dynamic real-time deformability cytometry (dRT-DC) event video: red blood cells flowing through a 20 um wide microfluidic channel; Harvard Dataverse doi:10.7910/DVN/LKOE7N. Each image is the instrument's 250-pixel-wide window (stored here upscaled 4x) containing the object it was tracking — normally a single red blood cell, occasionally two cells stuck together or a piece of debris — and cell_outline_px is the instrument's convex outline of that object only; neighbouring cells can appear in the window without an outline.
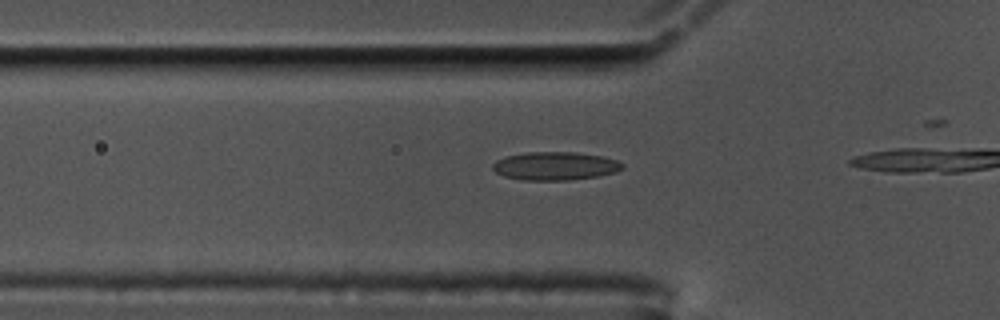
{"species": "common noctule bat (a hibernating species)", "species_latin": "Nyctalus noctula", "temperature_condition": "cold", "stored_images_in_passage": 7, "camera_frame_rate_fps": 3000, "um_per_image_px": 0.085, "animal": {"sex": "male", "body_mass_g": 17.5, "forearm_length_mm": 52.3}, "frame": {"image": 1, "passage_image": 2, "time_ms": 0.333, "image_size_px": [1000, 320], "cell_outline_px": [[624, 168], [616, 172], [600, 176], [568, 180], [524, 180], [504, 176], [496, 172], [492, 168], [492, 164], [496, 160], [508, 156], [528, 152], [576, 152], [600, 156], [616, 160], [624, 164]], "centroid_in_image_um": [47.21, 14.11], "position_along_channel_um": 78.6, "area_um2": 21.33}}
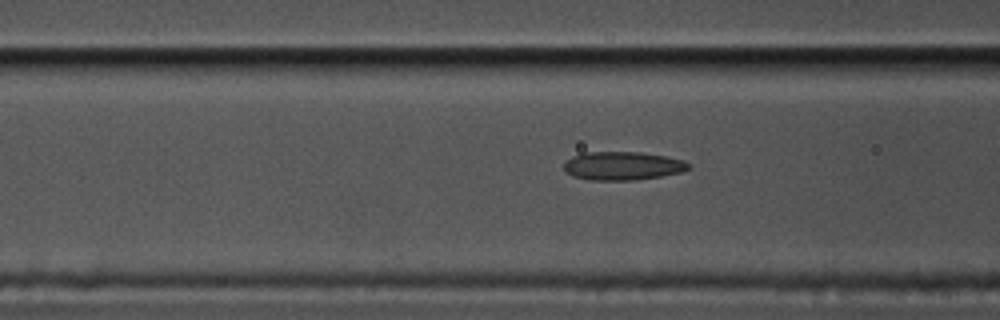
{"frame": {"image": 2, "passage_image": 5, "time_ms": 1.333, "image_size_px": [1000, 320], "cell_outline_px": [[692, 168], [680, 172], [660, 176], [636, 180], [588, 180], [572, 176], [564, 172], [564, 160], [572, 156], [584, 152], [640, 152], [664, 156], [684, 160]], "centroid_in_image_um": [52.86, 14.1], "position_along_channel_um": 113.7, "area_um2": 20.81}}